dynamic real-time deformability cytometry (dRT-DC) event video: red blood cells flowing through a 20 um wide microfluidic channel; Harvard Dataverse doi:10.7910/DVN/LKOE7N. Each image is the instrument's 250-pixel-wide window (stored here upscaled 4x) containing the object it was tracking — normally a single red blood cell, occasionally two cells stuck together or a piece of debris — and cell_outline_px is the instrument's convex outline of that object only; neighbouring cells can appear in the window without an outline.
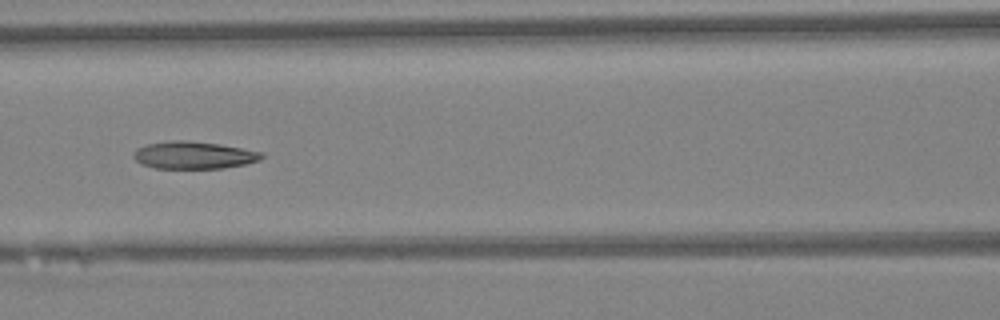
{"species": "Egyptian fruit bat (a non-hibernating species)", "species_latin": "Rousettus aegyptiacus", "temperature_condition": "warm", "stored_images_in_passage": 46, "camera_frame_rate_fps": 3000, "um_per_image_px": 0.085, "animal": {"sex": "female"}, "frame": {"image": 1, "passage_image": 20, "time_ms": 6.333, "image_size_px": [1000, 320], "cell_outline_px": [[264, 156], [260, 160], [244, 164], [224, 168], [156, 168], [140, 164], [132, 156], [136, 148], [148, 144], [172, 140], [184, 140], [220, 144], [264, 152]], "centroid_in_image_um": [16.47, 13.18], "position_along_channel_um": 150.1, "area_um2": 20.46}}
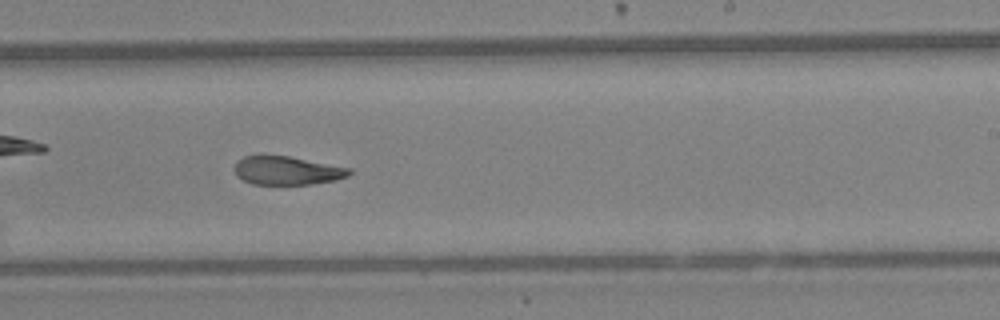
{"frame": {"image": 2, "passage_image": 28, "time_ms": 9.0, "image_size_px": [1000, 320], "cell_outline_px": [[352, 172], [348, 176], [336, 180], [308, 184], [252, 184], [236, 176], [236, 160], [244, 156], [260, 152], [288, 156], [352, 168]], "centroid_in_image_um": [24.36, 14.45], "position_along_channel_um": 264.6, "area_um2": 19.54}}
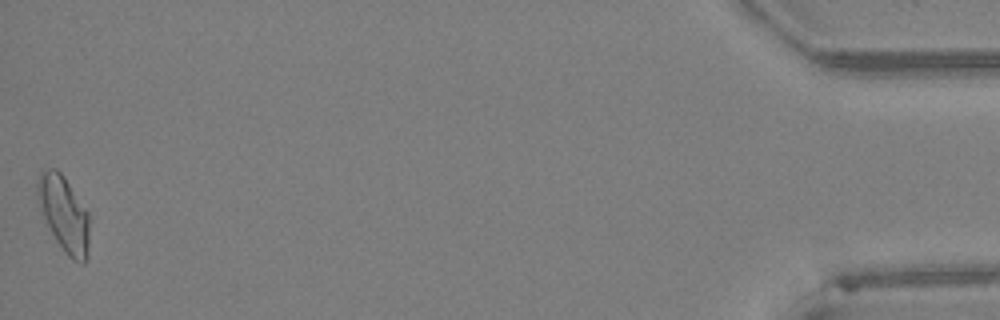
{"frame": {"image": 3, "passage_image": 46, "time_ms": 15.0, "image_size_px": [1000, 320], "cell_outline_px": [[88, 256], [84, 264], [72, 260], [64, 252], [56, 240], [40, 208], [36, 192], [36, 184], [40, 172], [48, 168], [56, 168], [64, 176], [88, 212]], "centroid_in_image_um": [5.43, 18.17], "position_along_channel_um": 429.8, "area_um2": 22.66}, "authors_computed_cell_mechanics": {"area_um2": 21.0681, "velocity_mm_per_s": 4.3392, "shape_relaxation_time_tau1_ms": null, "shape_relaxation_time_tau2_ms": 2.2167, "deformation_change_tau1": null, "deformation_change_tau2": 0.109}}